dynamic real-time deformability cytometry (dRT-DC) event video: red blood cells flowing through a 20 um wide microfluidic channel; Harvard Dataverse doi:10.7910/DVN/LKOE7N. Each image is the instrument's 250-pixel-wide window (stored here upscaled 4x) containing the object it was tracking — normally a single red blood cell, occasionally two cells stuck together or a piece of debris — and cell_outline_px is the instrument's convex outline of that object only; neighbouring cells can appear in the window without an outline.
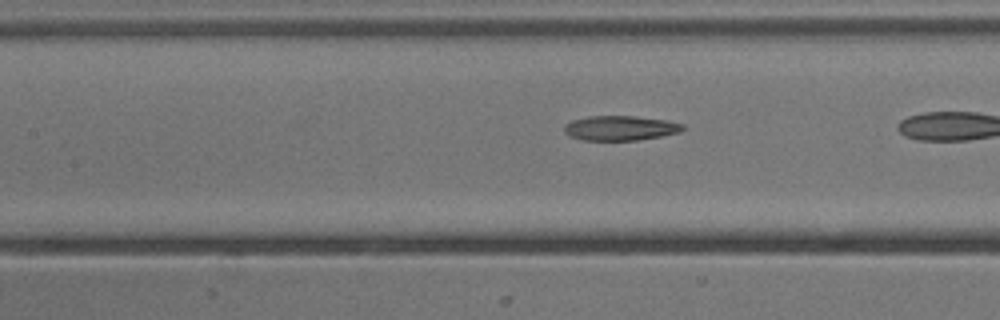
{"species": "common noctule bat (a hibernating species)", "species_latin": "Nyctalus noctula", "temperature_condition": "cold", "stored_images_in_passage": 31, "camera_frame_rate_fps": 3000, "um_per_image_px": 0.085, "animal": {"sex": "male", "body_mass_g": 13.3}, "frame": {"image": 1, "passage_image": 14, "time_ms": 4.333, "image_size_px": [1000, 320], "cell_outline_px": [[684, 128], [680, 132], [660, 136], [636, 140], [584, 140], [568, 136], [564, 132], [564, 124], [572, 120], [592, 116], [636, 116], [668, 120], [684, 124]], "centroid_in_image_um": [52.72, 10.88], "position_along_channel_um": 154.7, "area_um2": 17.11}}
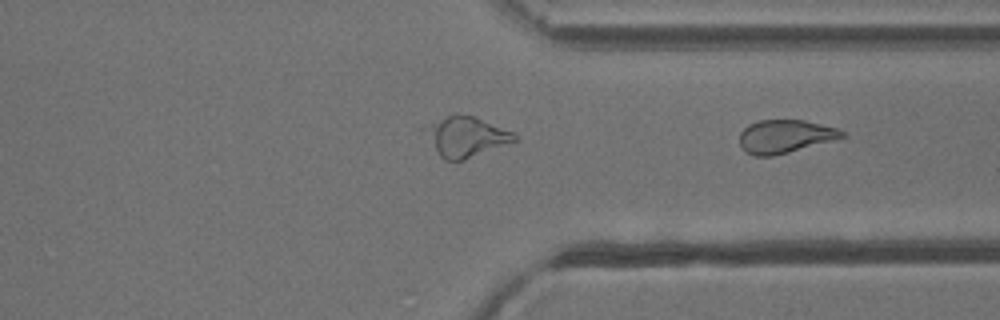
{"frame": {"image": 2, "passage_image": 31, "time_ms": 10.0, "image_size_px": [1000, 320], "cell_outline_px": [[848, 136], [788, 152], [772, 156], [756, 156], [744, 152], [740, 148], [740, 132], [748, 124], [760, 120], [804, 120], [836, 128], [844, 132]], "centroid_in_image_um": [66.69, 11.59], "position_along_channel_um": 344.7, "area_um2": 19.77}}